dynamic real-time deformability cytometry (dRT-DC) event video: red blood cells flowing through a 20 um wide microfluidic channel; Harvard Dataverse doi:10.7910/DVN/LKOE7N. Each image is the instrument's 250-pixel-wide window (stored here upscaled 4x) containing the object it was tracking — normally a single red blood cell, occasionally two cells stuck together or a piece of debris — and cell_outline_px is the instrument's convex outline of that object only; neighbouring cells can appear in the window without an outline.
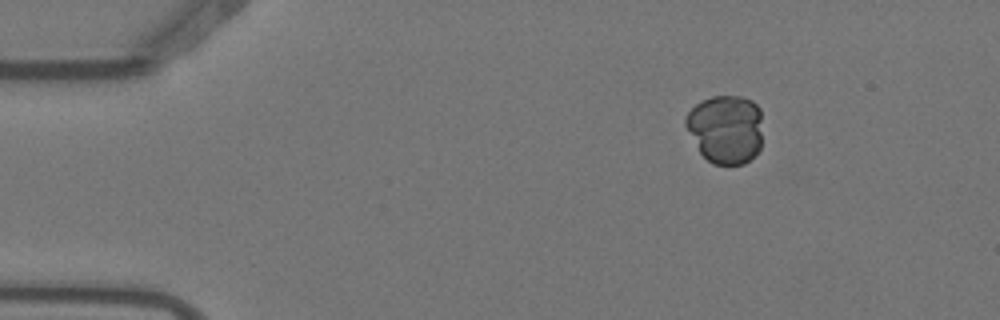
{"species": "Egyptian fruit bat (a non-hibernating species)", "species_latin": "Rousettus aegyptiacus", "temperature_condition": "warm", "stored_images_in_passage": 5, "camera_frame_rate_fps": 3000, "um_per_image_px": 0.085, "animal": {"sex": "female"}, "frame": {"image": 1, "passage_image": 1, "time_ms": 0.0, "image_size_px": [1000, 320], "cell_outline_px": [[760, 148], [744, 164], [712, 164], [700, 152], [684, 124], [684, 120], [688, 112], [700, 100], [712, 96], [740, 96], [752, 100], [760, 108]], "centroid_in_image_um": [61.65, 10.94], "position_along_channel_um": 23.3, "area_um2": 30.63}}